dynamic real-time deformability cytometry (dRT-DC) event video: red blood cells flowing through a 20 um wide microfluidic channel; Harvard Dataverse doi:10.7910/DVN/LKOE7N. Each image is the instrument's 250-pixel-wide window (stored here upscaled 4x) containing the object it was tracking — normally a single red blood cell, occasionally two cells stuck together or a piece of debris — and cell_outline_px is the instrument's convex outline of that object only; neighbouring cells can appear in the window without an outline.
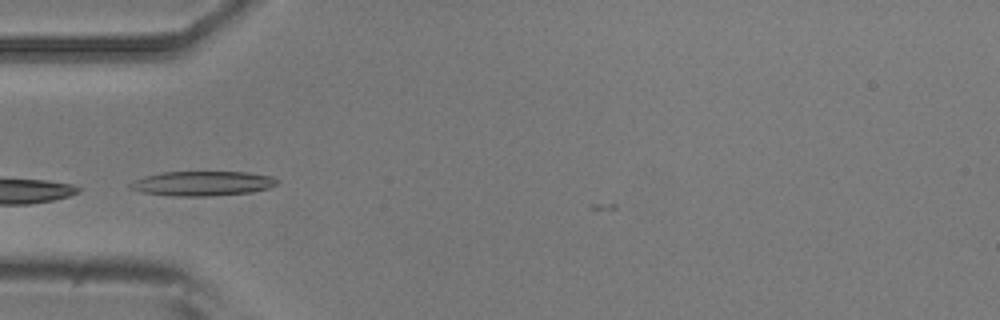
{"species": "common noctule bat (a hibernating species)", "species_latin": "Nyctalus noctula", "temperature_condition": "room temperature", "stored_images_in_passage": 5, "camera_frame_rate_fps": 3000, "um_per_image_px": 0.085, "animal": {"sex": "male", "body_mass_g": 20.5, "forearm_length_mm": 52.5}, "frame": {"image": 1, "passage_image": 3, "time_ms": 2.333, "image_size_px": [1000, 320], "cell_outline_px": [[280, 180], [276, 184], [268, 188], [252, 192], [208, 196], [172, 196], [140, 192], [128, 188], [128, 184], [144, 176], [160, 172], [248, 172], [272, 176]], "centroid_in_image_um": [17.19, 15.59], "position_along_channel_um": 67.8, "area_um2": 21.21}}
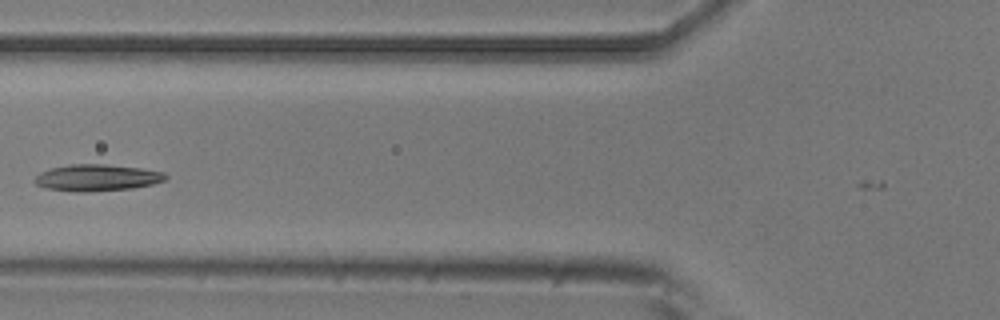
{"frame": {"image": 2, "passage_image": 4, "time_ms": 3.667, "image_size_px": [1000, 320], "cell_outline_px": [[168, 176], [164, 180], [152, 184], [132, 188], [88, 192], [76, 192], [44, 188], [36, 184], [32, 180], [40, 172], [52, 168], [68, 164], [104, 164], [140, 168], [164, 172]], "centroid_in_image_um": [8.2, 15.11], "position_along_channel_um": 117.6, "area_um2": 20.35}}